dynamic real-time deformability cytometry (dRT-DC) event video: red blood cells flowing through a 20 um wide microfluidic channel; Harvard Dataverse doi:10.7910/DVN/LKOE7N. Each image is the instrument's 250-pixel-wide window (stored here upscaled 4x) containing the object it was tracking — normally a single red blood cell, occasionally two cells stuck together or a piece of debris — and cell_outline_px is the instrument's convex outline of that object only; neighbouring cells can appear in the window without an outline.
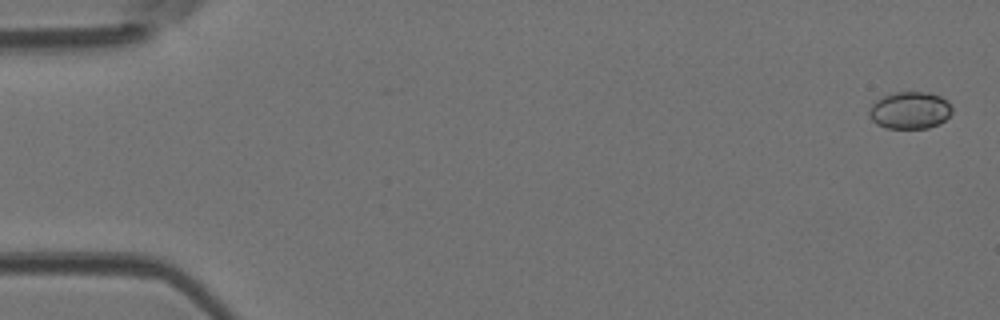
{"species": "Egyptian fruit bat (a non-hibernating species)", "species_latin": "Rousettus aegyptiacus", "temperature_condition": "room temperature", "stored_images_in_passage": 5, "camera_frame_rate_fps": 3000, "um_per_image_px": 0.085, "animal": {"sex": "female"}, "frame": {"image": 1, "passage_image": 1, "time_ms": 0.0, "image_size_px": [1000, 320], "cell_outline_px": [[952, 112], [940, 124], [928, 128], [888, 128], [876, 124], [868, 116], [868, 108], [876, 100], [892, 92], [928, 92], [940, 96], [948, 100], [952, 108]], "centroid_in_image_um": [77.33, 9.37], "position_along_channel_um": 7.7, "area_um2": 18.15}}
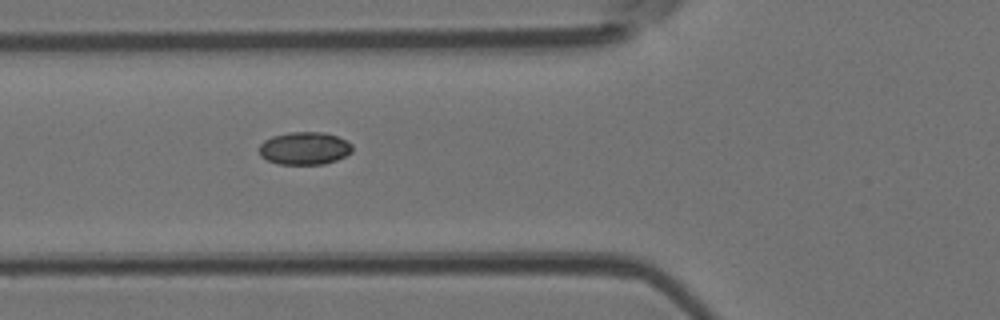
{"frame": {"image": 2, "passage_image": 5, "time_ms": 1.333, "image_size_px": [1000, 320], "cell_outline_px": [[352, 152], [336, 160], [324, 164], [280, 164], [268, 160], [260, 156], [260, 144], [264, 140], [272, 136], [288, 132], [324, 132], [336, 136], [352, 144]], "centroid_in_image_um": [25.87, 12.6], "position_along_channel_um": 99.9, "area_um2": 17.69}}